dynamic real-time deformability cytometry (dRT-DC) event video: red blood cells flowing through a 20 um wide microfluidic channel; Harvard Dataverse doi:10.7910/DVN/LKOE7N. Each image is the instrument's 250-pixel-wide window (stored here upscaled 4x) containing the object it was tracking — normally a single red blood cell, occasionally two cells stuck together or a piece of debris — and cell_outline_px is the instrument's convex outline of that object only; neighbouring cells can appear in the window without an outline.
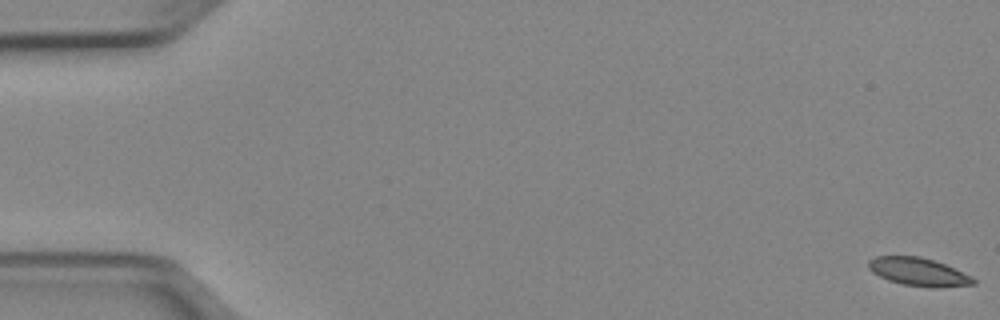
{"species": "Egyptian fruit bat (a non-hibernating species)", "species_latin": "Rousettus aegyptiacus", "temperature_condition": "cold", "stored_images_in_passage": 52, "camera_frame_rate_fps": 3000, "um_per_image_px": 0.085, "animal": {"sex": "female"}, "frame": {"image": 1, "passage_image": 1, "time_ms": 0.0, "image_size_px": [1000, 320], "cell_outline_px": [[976, 284], [940, 288], [932, 288], [904, 284], [888, 280], [872, 272], [868, 268], [868, 260], [876, 256], [920, 256], [944, 264], [972, 276], [976, 280]], "centroid_in_image_um": [78.08, 23.11], "position_along_channel_um": 6.9, "area_um2": 17.17}}
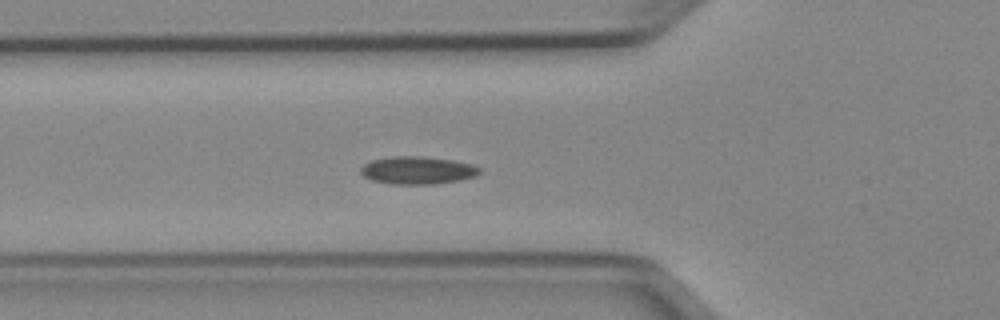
{"frame": {"image": 2, "passage_image": 19, "time_ms": 6.0, "image_size_px": [1000, 320], "cell_outline_px": [[480, 172], [476, 176], [456, 180], [432, 184], [392, 184], [372, 180], [364, 176], [360, 172], [360, 168], [364, 164], [372, 160], [392, 156], [416, 156], [452, 160], [472, 164], [480, 168]], "centroid_in_image_um": [35.46, 14.47], "position_along_channel_um": 90.3, "area_um2": 18.96}}
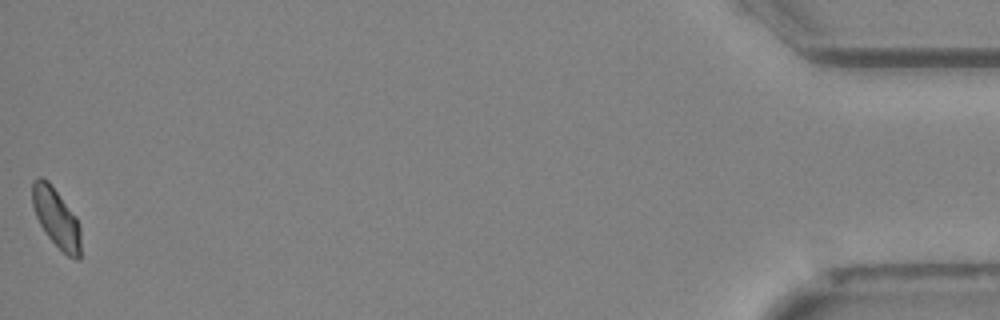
{"frame": {"image": 3, "passage_image": 52, "time_ms": 17.0, "image_size_px": [1000, 320], "cell_outline_px": [[80, 260], [76, 260], [68, 256], [44, 232], [36, 216], [32, 204], [32, 180], [36, 176], [40, 176], [48, 180], [76, 216], [80, 228]], "centroid_in_image_um": [4.77, 18.48], "position_along_channel_um": 430.4, "area_um2": 16.76}}